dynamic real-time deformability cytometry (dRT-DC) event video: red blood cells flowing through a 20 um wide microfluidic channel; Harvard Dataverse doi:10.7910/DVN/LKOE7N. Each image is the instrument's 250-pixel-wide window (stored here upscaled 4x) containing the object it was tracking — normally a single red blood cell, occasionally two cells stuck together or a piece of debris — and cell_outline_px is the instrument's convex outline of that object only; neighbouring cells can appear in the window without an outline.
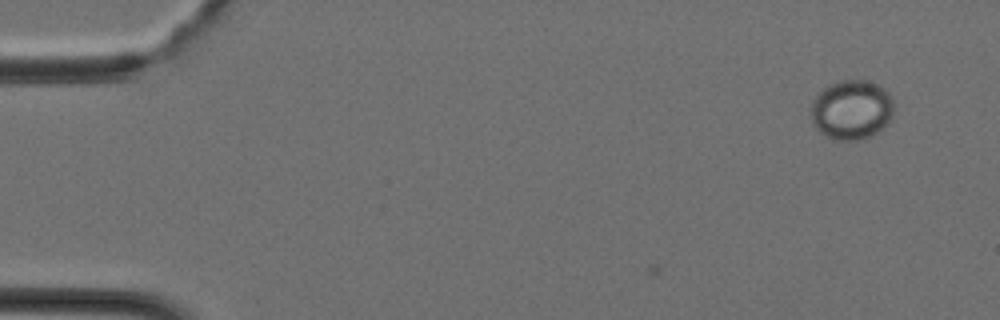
{"species": "Egyptian fruit bat (a non-hibernating species)", "species_latin": "Rousettus aegyptiacus", "temperature_condition": "cold", "stored_images_in_passage": 2, "camera_frame_rate_fps": 3000, "um_per_image_px": 0.085, "animal": {"sex": "female"}, "frame": {"image": 1, "passage_image": 2, "time_ms": 0.333, "image_size_px": [1000, 320], "cell_outline_px": [[892, 116], [888, 124], [872, 136], [856, 140], [836, 140], [820, 132], [812, 124], [812, 100], [828, 84], [840, 80], [868, 80], [880, 84], [892, 96]], "centroid_in_image_um": [72.4, 9.31], "position_along_channel_um": 12.6, "area_um2": 28.96}}